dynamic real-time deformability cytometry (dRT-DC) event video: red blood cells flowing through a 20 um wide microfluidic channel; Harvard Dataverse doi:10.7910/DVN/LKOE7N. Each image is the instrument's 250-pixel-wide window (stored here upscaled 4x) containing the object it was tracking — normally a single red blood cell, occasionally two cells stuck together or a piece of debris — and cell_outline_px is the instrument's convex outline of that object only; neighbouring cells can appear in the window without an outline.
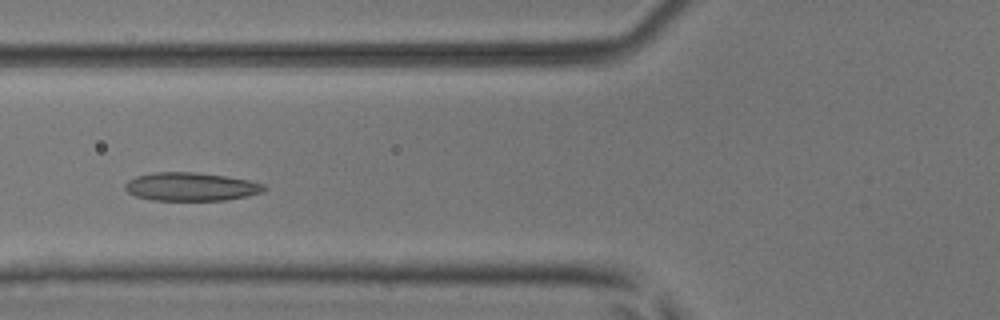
{"species": "common noctule bat (a hibernating species)", "species_latin": "Nyctalus noctula", "temperature_condition": "room temperature", "stored_images_in_passage": 46, "camera_frame_rate_fps": 3000, "um_per_image_px": 0.085, "animal": {"sex": "male", "body_mass_g": 17.9, "forearm_length_mm": 54.2}, "frame": {"image": 1, "passage_image": 15, "time_ms": 4.667, "image_size_px": [1000, 320], "cell_outline_px": [[268, 188], [264, 192], [248, 196], [224, 200], [152, 200], [136, 196], [128, 192], [124, 188], [124, 184], [128, 180], [136, 176], [152, 172], [192, 172], [224, 176], [248, 180], [264, 184]], "centroid_in_image_um": [16.23, 15.87], "position_along_channel_um": 109.6, "area_um2": 23.0}}
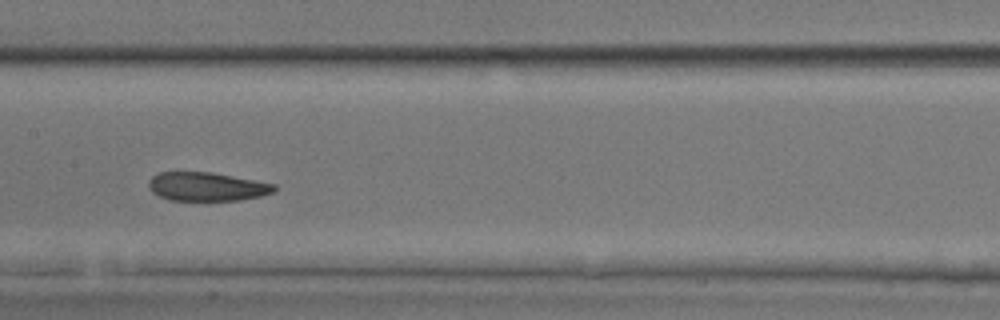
{"frame": {"image": 2, "passage_image": 21, "time_ms": 6.667, "image_size_px": [1000, 320], "cell_outline_px": [[276, 188], [272, 192], [260, 196], [240, 200], [168, 200], [152, 192], [148, 188], [148, 180], [152, 176], [160, 172], [212, 172], [276, 184]], "centroid_in_image_um": [17.55, 15.86], "position_along_channel_um": 189.9, "area_um2": 20.98}}
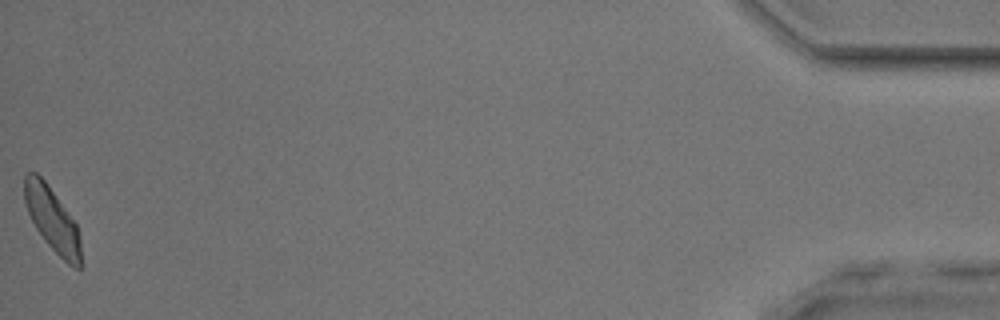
{"frame": {"image": 3, "passage_image": 46, "time_ms": 15.0, "image_size_px": [1000, 320], "cell_outline_px": [[80, 268], [72, 268], [44, 240], [36, 228], [28, 212], [24, 200], [24, 176], [28, 172], [36, 172], [44, 180], [76, 224], [80, 236]], "centroid_in_image_um": [4.42, 18.65], "position_along_channel_um": 430.8, "area_um2": 20.58}, "authors_computed_cell_mechanics": {"area_um2": 21.8773, "velocity_mm_per_s": 4.0284, "shape_relaxation_time_tau1_ms": 7.4646, "shape_relaxation_time_tau2_ms": 2.9323, "deformation_change_tau1": 0.1595, "deformation_change_tau2": 0.0787}}